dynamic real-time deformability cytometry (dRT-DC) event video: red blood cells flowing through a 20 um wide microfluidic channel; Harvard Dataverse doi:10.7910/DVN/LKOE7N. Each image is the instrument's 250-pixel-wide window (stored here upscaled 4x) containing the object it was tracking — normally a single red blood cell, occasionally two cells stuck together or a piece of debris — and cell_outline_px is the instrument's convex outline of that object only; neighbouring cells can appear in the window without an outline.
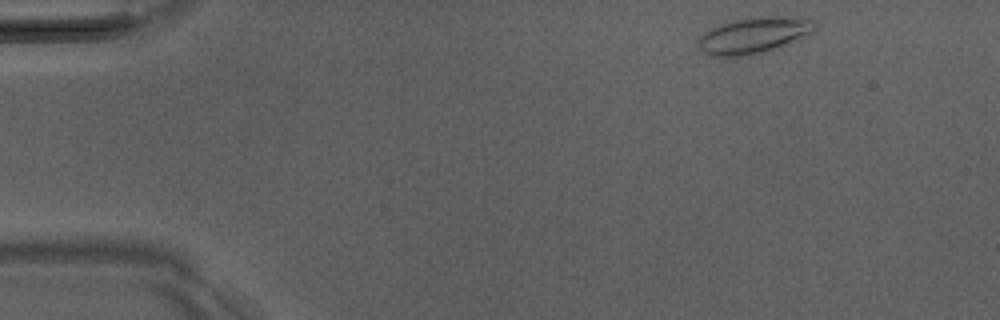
{"species": "Egyptian fruit bat (a non-hibernating species)", "species_latin": "Rousettus aegyptiacus", "temperature_condition": "room temperature", "stored_images_in_passage": 47, "camera_frame_rate_fps": 3000, "um_per_image_px": 0.085, "animal": {"sex": "male"}, "frame": {"image": 1, "passage_image": 2, "time_ms": 0.333, "image_size_px": [1000, 320], "cell_outline_px": [[816, 28], [812, 32], [780, 48], [752, 56], [708, 56], [696, 44], [696, 40], [704, 32], [720, 24], [736, 20], [768, 16], [812, 20], [816, 24]], "centroid_in_image_um": [64.02, 3.05], "position_along_channel_um": 21.0, "area_um2": 24.39}}
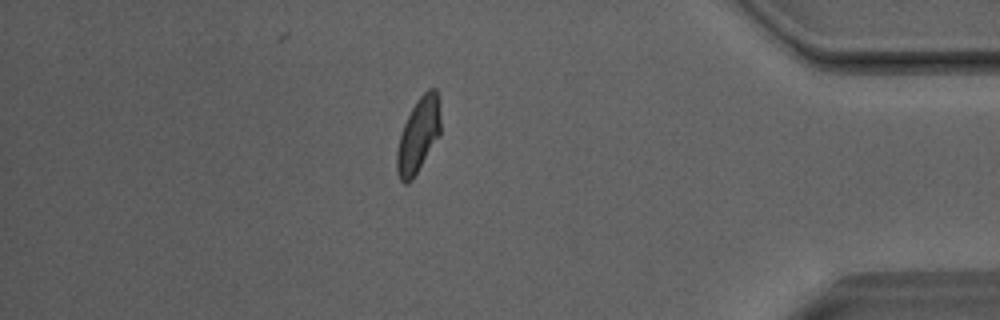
{"frame": {"image": 2, "passage_image": 40, "time_ms": 13.0, "image_size_px": [1000, 320], "cell_outline_px": [[440, 136], [412, 180], [408, 184], [404, 184], [400, 180], [396, 172], [396, 152], [400, 136], [404, 124], [416, 100], [428, 88], [436, 88], [440, 100]], "centroid_in_image_um": [35.57, 11.49], "position_along_channel_um": 399.6, "area_um2": 19.31}}
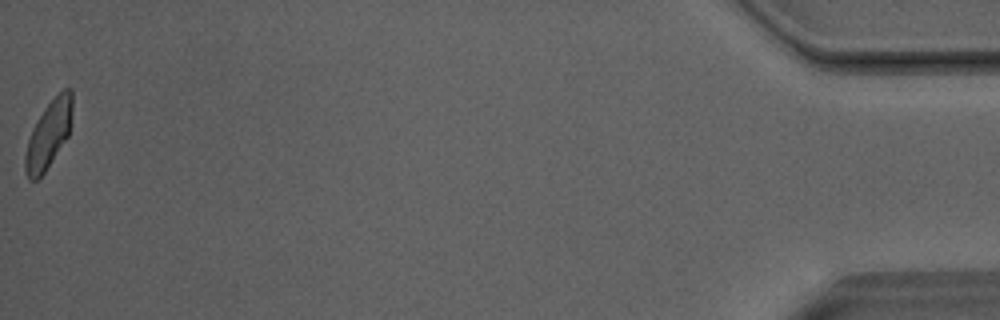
{"frame": {"image": 3, "passage_image": 47, "time_ms": 15.333, "image_size_px": [1000, 320], "cell_outline_px": [[72, 108], [68, 136], [44, 172], [36, 180], [28, 180], [24, 172], [24, 156], [28, 140], [32, 128], [44, 108], [64, 88], [72, 88]], "centroid_in_image_um": [4.1, 11.45], "position_along_channel_um": 431.1, "area_um2": 18.26}, "authors_computed_cell_mechanics": {"area_um2": 19.3052, "velocity_mm_per_s": 4.0347, "shape_relaxation_time_tau1_ms": 3.7947, "shape_relaxation_time_tau2_ms": 1.3735, "deformation_change_tau1": 0.149, "deformation_change_tau2": 0.078}}